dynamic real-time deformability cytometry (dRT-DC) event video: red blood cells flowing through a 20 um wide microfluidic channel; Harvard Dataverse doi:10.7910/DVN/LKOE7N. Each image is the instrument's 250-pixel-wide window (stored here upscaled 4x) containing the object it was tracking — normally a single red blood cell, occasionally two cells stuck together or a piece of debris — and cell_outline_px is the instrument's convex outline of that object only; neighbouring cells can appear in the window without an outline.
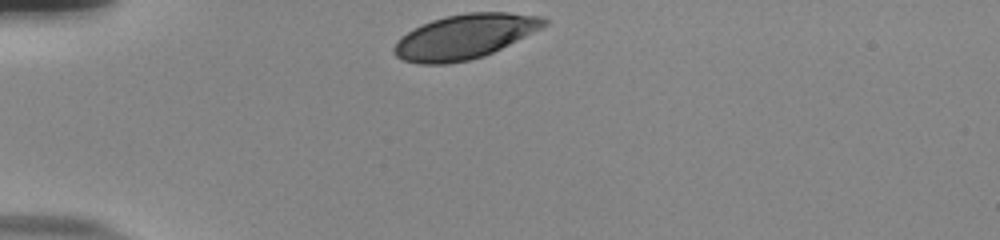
{"species": "human", "species_latin": "Homo sapiens", "temperature_condition": "room temperature", "stored_images_in_passage": 32, "camera_frame_rate_fps": 3000, "um_per_image_px": 0.085, "donor": {"sex": "male"}, "frame": {"image": 1, "passage_image": 1, "time_ms": 0.0, "image_size_px": [1000, 240], "cell_outline_px": [[548, 24], [484, 56], [468, 60], [448, 64], [420, 64], [404, 60], [396, 56], [392, 52], [392, 48], [396, 40], [400, 36], [412, 28], [432, 20], [448, 16], [468, 12], [508, 12], [540, 16], [548, 20]], "centroid_in_image_um": [39.43, 3.11], "position_along_channel_um": 45.6, "area_um2": 38.73}}
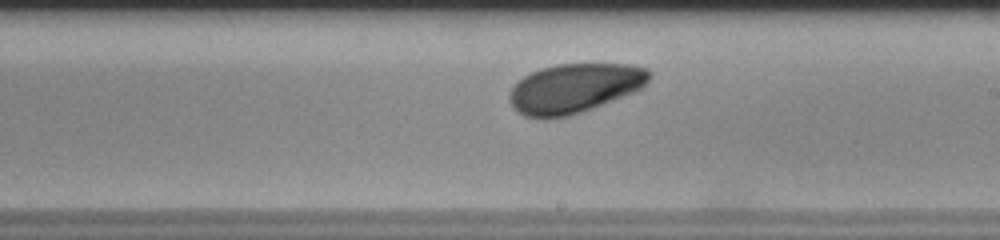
{"frame": {"image": 2, "passage_image": 19, "time_ms": 6.0, "image_size_px": [1000, 240], "cell_outline_px": [[652, 76], [644, 88], [592, 108], [568, 116], [544, 120], [524, 116], [516, 112], [512, 108], [508, 100], [508, 96], [512, 88], [524, 76], [540, 68], [556, 64], [628, 64], [648, 68], [652, 72]], "centroid_in_image_um": [48.83, 7.51], "position_along_channel_um": 240.2, "area_um2": 40.69}}
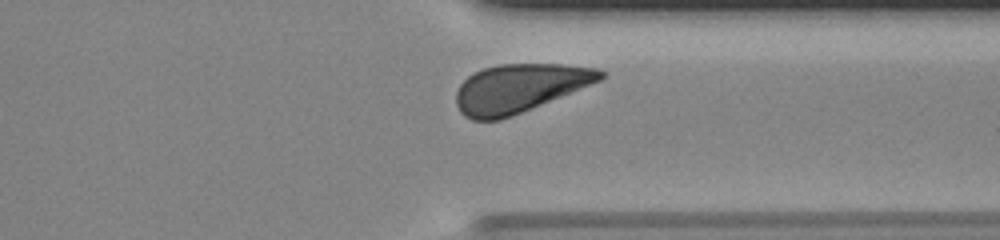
{"frame": {"image": 3, "passage_image": 29, "time_ms": 9.333, "image_size_px": [1000, 240], "cell_outline_px": [[608, 76], [600, 80], [512, 116], [500, 120], [472, 120], [464, 116], [460, 112], [456, 104], [456, 92], [460, 84], [468, 76], [484, 68], [500, 64], [564, 64], [600, 68]], "centroid_in_image_um": [44.14, 7.49], "position_along_channel_um": 367.3, "area_um2": 40.52}, "authors_computed_cell_mechanics": {"area_um2": 40.6045, "velocity_mm_per_s": 3.7984, "shape_relaxation_time_tau1_ms": 1.7959, "shape_relaxation_time_tau2_ms": null, "deformation_change_tau1": 0.0981, "deformation_change_tau2": null}}